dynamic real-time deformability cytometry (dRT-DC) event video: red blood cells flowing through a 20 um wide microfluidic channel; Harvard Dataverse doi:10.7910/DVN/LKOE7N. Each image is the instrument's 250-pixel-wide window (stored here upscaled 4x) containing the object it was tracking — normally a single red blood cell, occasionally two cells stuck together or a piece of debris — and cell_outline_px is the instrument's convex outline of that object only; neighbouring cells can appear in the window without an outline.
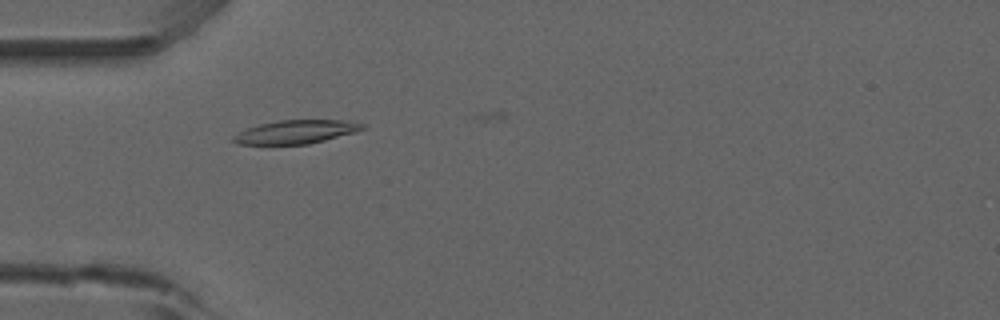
{"species": "common noctule bat (a hibernating species)", "species_latin": "Nyctalus noctula", "temperature_condition": "room temperature", "stored_images_in_passage": 6, "camera_frame_rate_fps": 3000, "um_per_image_px": 0.085, "animal": {"sex": "male", "forearm_length_mm": 52.5}, "frame": {"image": 1, "passage_image": 2, "time_ms": 0.333, "image_size_px": [1000, 320], "cell_outline_px": [[364, 128], [356, 132], [308, 144], [236, 144], [232, 140], [232, 136], [248, 128], [260, 124], [280, 120], [348, 120], [364, 124]], "centroid_in_image_um": [25.16, 11.21], "position_along_channel_um": 59.8, "area_um2": 17.51}}
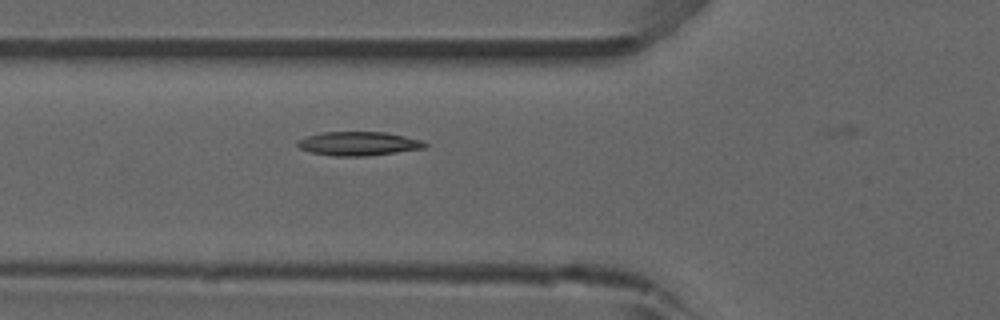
{"frame": {"image": 2, "passage_image": 5, "time_ms": 1.333, "image_size_px": [1000, 320], "cell_outline_px": [[428, 144], [424, 148], [368, 156], [332, 156], [312, 152], [300, 148], [296, 144], [296, 140], [320, 132], [384, 132], [404, 136], [420, 140]], "centroid_in_image_um": [30.44, 12.21], "position_along_channel_um": 95.4, "area_um2": 17.63}}